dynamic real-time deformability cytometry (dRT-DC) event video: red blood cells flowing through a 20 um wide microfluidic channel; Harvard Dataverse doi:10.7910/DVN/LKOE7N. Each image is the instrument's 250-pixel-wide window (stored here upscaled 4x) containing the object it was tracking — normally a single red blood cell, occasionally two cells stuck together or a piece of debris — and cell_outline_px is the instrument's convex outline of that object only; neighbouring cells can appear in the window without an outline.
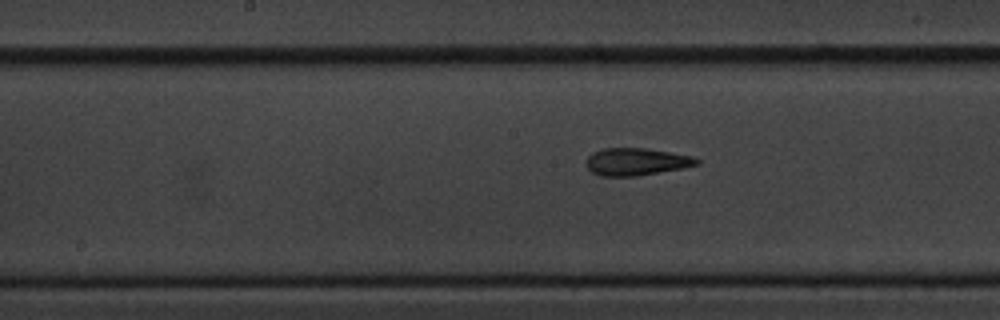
{"species": "common noctule bat (a hibernating species)", "species_latin": "Nyctalus noctula", "temperature_condition": "cold", "stored_images_in_passage": 10, "segment_of_instrument_passage": [2, 2], "camera_frame_rate_fps": 3000, "um_per_image_px": 0.085, "animal": {"sex": "male", "body_mass_g": 20.1, "forearm_length_mm": 53.5}, "frame": {"image": 1, "passage_image": 10, "time_ms": 11.333, "image_size_px": [1000, 320], "cell_outline_px": [[700, 164], [680, 168], [636, 176], [600, 176], [592, 172], [584, 164], [584, 160], [592, 152], [604, 148], [648, 148], [692, 156], [700, 160]], "centroid_in_image_um": [54.03, 13.74], "position_along_channel_um": 194.2, "area_um2": 17.69}}